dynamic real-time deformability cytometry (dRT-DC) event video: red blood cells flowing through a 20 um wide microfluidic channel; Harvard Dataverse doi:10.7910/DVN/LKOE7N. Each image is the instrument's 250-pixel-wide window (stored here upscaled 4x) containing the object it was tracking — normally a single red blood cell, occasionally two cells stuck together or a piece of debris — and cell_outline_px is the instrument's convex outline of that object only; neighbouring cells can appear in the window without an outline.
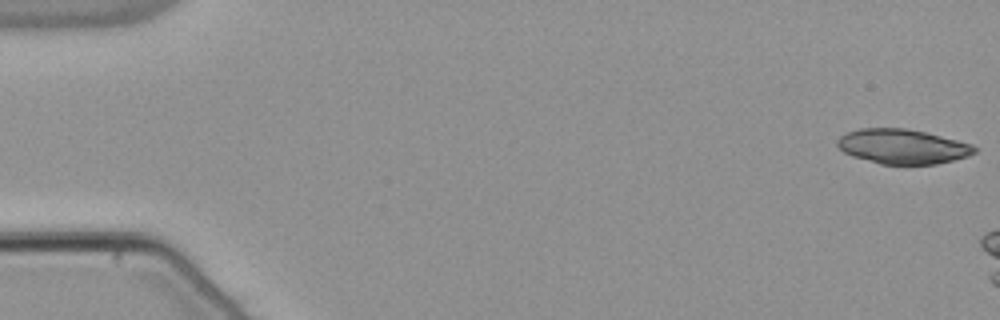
{"species": "common noctule bat (a hibernating species)", "species_latin": "Nyctalus noctula", "temperature_condition": "warm", "stored_images_in_passage": 9, "camera_frame_rate_fps": 3000, "um_per_image_px": 0.085, "animal": {"sex": "male", "body_mass_g": 21.5, "forearm_length_mm": 52.0}, "frame": {"image": 1, "passage_image": 1, "time_ms": 0.0, "image_size_px": [1000, 320], "cell_outline_px": [[976, 152], [968, 156], [936, 164], [880, 164], [852, 156], [844, 152], [836, 144], [836, 140], [840, 136], [848, 132], [860, 128], [904, 128], [924, 132], [972, 144], [976, 148]], "centroid_in_image_um": [76.69, 12.45], "position_along_channel_um": 8.3, "area_um2": 27.51}}